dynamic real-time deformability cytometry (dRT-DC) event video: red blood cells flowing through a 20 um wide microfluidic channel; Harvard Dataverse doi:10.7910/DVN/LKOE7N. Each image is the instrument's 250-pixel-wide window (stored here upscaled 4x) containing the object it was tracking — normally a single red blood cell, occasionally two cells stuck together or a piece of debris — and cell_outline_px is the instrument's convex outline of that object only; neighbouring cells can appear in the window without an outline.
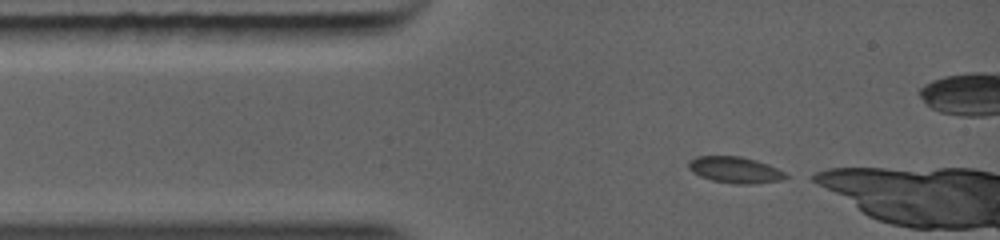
{"species": "common noctule bat (a hibernating species)", "species_latin": "Nyctalus noctula", "temperature_condition": "warm", "stored_images_in_passage": 49, "camera_frame_rate_fps": 5000, "um_per_image_px": 0.085, "animal": {"sex": "female", "body_mass_g": 19.0, "forearm_length_mm": 56.7}, "frame": {"image": 1, "passage_image": 1, "time_ms": 0.0, "image_size_px": [1000, 240], "cell_outline_px": [[788, 176], [784, 180], [752, 184], [732, 184], [712, 180], [700, 176], [692, 172], [688, 168], [688, 160], [696, 156], [740, 156], [756, 160], [768, 164], [784, 172]], "centroid_in_image_um": [62.46, 14.44], "position_along_channel_um": 22.5, "area_um2": 15.03}}
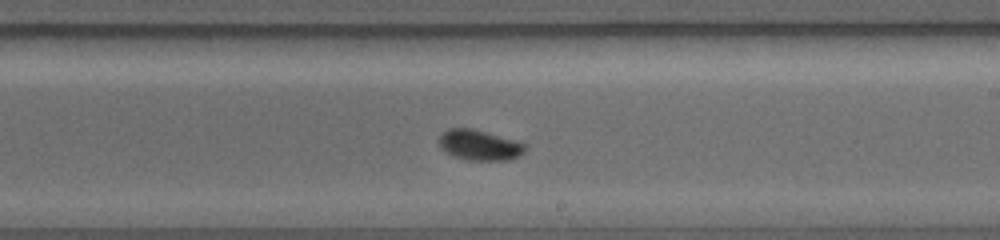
{"frame": {"image": 2, "passage_image": 27, "time_ms": 5.2, "image_size_px": [1000, 240], "cell_outline_px": [[528, 144], [524, 152], [520, 156], [508, 160], [468, 160], [452, 156], [440, 148], [440, 136], [448, 128], [472, 128], [516, 140]], "centroid_in_image_um": [40.79, 12.34], "position_along_channel_um": 248.2, "area_um2": 15.37}}
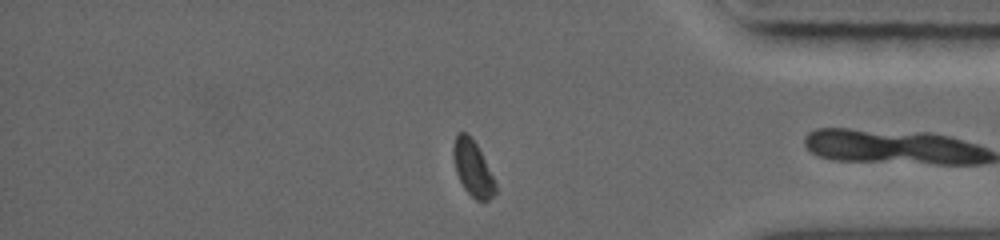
{"frame": {"image": 3, "passage_image": 44, "time_ms": 8.6, "image_size_px": [1000, 240], "cell_outline_px": [[496, 192], [488, 200], [476, 200], [464, 188], [456, 172], [452, 152], [456, 136], [460, 132], [464, 132], [476, 144], [496, 184]], "centroid_in_image_um": [40.17, 14.33], "position_along_channel_um": 395.0, "area_um2": 13.06}}